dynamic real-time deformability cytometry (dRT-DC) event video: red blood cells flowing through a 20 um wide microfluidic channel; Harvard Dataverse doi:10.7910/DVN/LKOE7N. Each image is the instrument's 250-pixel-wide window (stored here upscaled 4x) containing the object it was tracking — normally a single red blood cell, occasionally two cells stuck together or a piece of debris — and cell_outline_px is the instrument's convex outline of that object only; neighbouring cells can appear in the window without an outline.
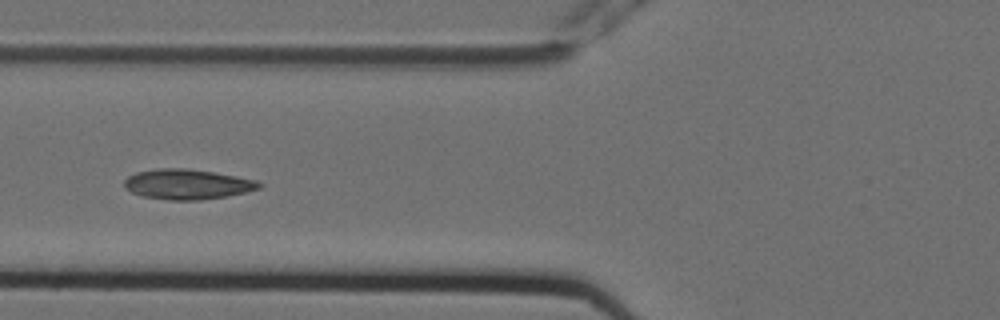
{"species": "Egyptian fruit bat (a non-hibernating species)", "species_latin": "Rousettus aegyptiacus", "temperature_condition": "cold", "stored_images_in_passage": 10, "camera_frame_rate_fps": 3000, "um_per_image_px": 0.085, "animal": {"sex": "female"}, "frame": {"image": 1, "passage_image": 6, "time_ms": 1.667, "image_size_px": [1000, 320], "cell_outline_px": [[264, 184], [260, 188], [228, 196], [200, 200], [168, 200], [140, 196], [124, 188], [124, 180], [128, 176], [136, 172], [156, 168], [188, 168], [236, 176], [256, 180]], "centroid_in_image_um": [15.89, 15.66], "position_along_channel_um": 109.9, "area_um2": 23.81}}
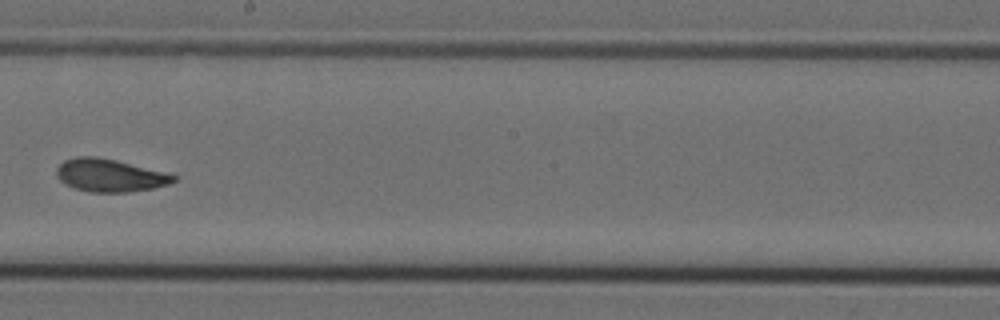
{"frame": {"image": 2, "passage_image": 9, "time_ms": 2.667, "image_size_px": [1000, 320], "cell_outline_px": [[176, 180], [168, 184], [152, 188], [128, 192], [88, 192], [72, 188], [64, 184], [56, 176], [56, 168], [64, 160], [76, 156], [96, 156], [116, 160], [168, 172], [176, 176]], "centroid_in_image_um": [9.3, 14.9], "position_along_channel_um": 238.9, "area_um2": 22.6}}
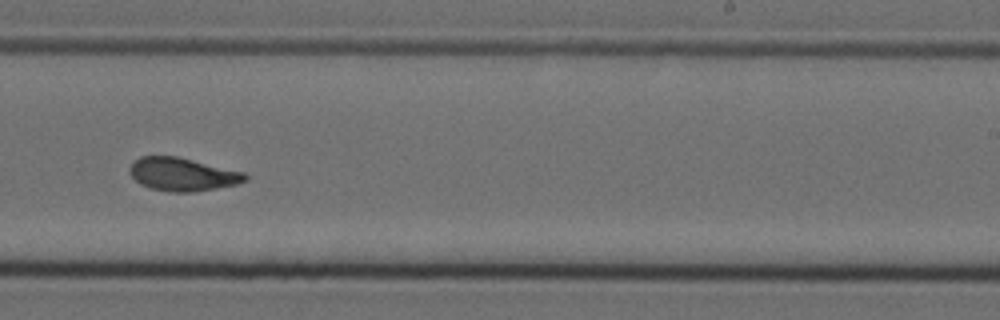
{"frame": {"image": 3, "passage_image": 10, "time_ms": 3.0, "image_size_px": [1000, 320], "cell_outline_px": [[248, 180], [236, 184], [216, 188], [192, 192], [168, 192], [148, 188], [140, 184], [128, 172], [128, 168], [140, 156], [176, 156], [244, 172], [248, 176]], "centroid_in_image_um": [15.49, 14.82], "position_along_channel_um": 273.5, "area_um2": 22.31}}